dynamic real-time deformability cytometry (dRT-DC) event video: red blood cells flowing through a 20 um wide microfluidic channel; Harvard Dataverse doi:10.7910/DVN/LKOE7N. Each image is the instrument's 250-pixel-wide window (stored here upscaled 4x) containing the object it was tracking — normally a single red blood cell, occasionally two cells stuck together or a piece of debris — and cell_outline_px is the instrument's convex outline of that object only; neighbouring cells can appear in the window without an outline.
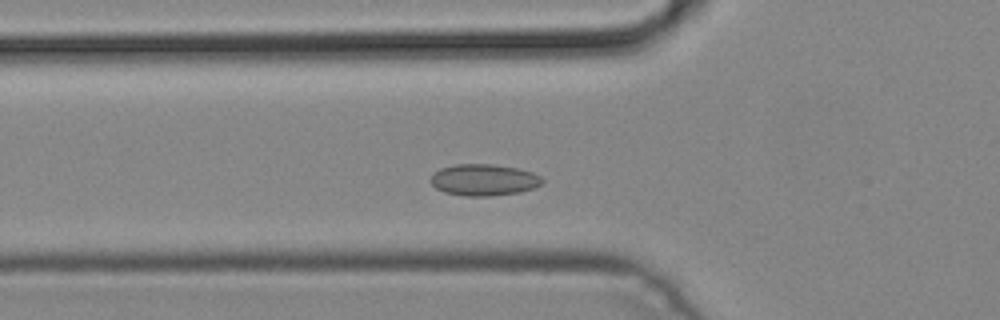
{"species": "common noctule bat (a hibernating species)", "species_latin": "Nyctalus noctula", "temperature_condition": "cold", "stored_images_in_passage": 43, "camera_frame_rate_fps": 3000, "um_per_image_px": 0.085, "animal": {"sex": "male", "body_mass_g": 19.2, "forearm_length_mm": 51.8}, "frame": {"image": 1, "passage_image": 11, "time_ms": 3.333, "image_size_px": [1000, 320], "cell_outline_px": [[544, 180], [540, 184], [532, 188], [520, 192], [492, 196], [464, 196], [444, 192], [436, 188], [432, 184], [432, 176], [440, 168], [456, 164], [492, 164], [516, 168], [532, 172], [540, 176]], "centroid_in_image_um": [41.13, 15.29], "position_along_channel_um": 84.7, "area_um2": 20.35}}
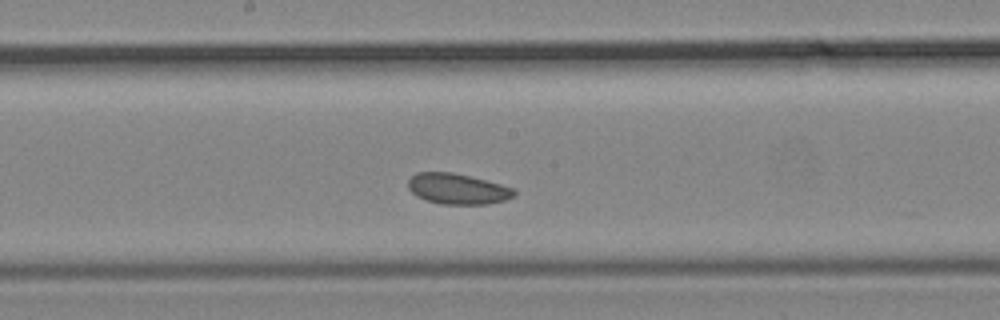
{"frame": {"image": 2, "passage_image": 20, "time_ms": 6.333, "image_size_px": [1000, 320], "cell_outline_px": [[516, 196], [504, 200], [488, 204], [440, 204], [416, 196], [408, 188], [408, 180], [416, 172], [452, 172], [500, 184], [512, 188], [516, 192]], "centroid_in_image_um": [38.88, 16.05], "position_along_channel_um": 209.3, "area_um2": 18.79}}
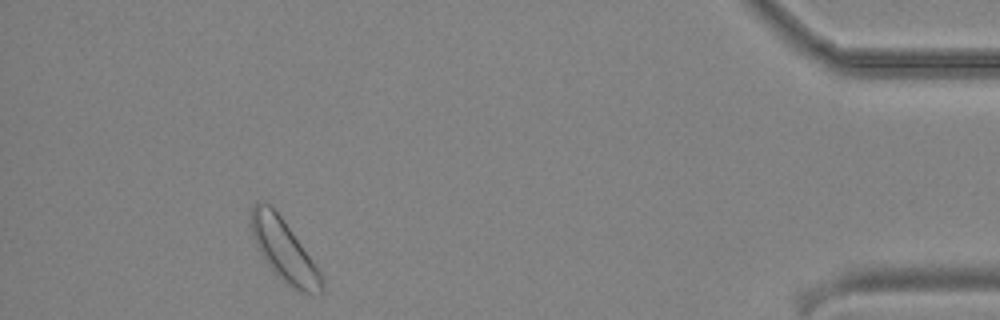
{"frame": {"image": 3, "passage_image": 39, "time_ms": 12.667, "image_size_px": [1000, 320], "cell_outline_px": [[324, 288], [320, 292], [312, 296], [308, 296], [292, 288], [276, 276], [272, 272], [256, 244], [252, 232], [252, 208], [260, 200], [268, 204], [284, 220], [324, 276]], "centroid_in_image_um": [24.21, 21.38], "position_along_channel_um": 411.0, "area_um2": 25.26}}